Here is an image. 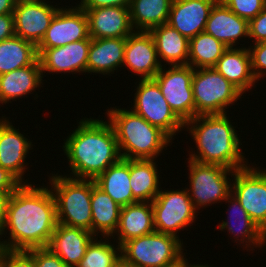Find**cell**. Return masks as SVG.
<instances>
[{"label":"cell","mask_w":266,"mask_h":267,"mask_svg":"<svg viewBox=\"0 0 266 267\" xmlns=\"http://www.w3.org/2000/svg\"><path fill=\"white\" fill-rule=\"evenodd\" d=\"M183 246L178 237L154 231L126 241L121 246V257L134 267H166L185 255Z\"/></svg>","instance_id":"6"},{"label":"cell","mask_w":266,"mask_h":267,"mask_svg":"<svg viewBox=\"0 0 266 267\" xmlns=\"http://www.w3.org/2000/svg\"><path fill=\"white\" fill-rule=\"evenodd\" d=\"M218 0H173L167 24L191 39L205 30L211 8Z\"/></svg>","instance_id":"19"},{"label":"cell","mask_w":266,"mask_h":267,"mask_svg":"<svg viewBox=\"0 0 266 267\" xmlns=\"http://www.w3.org/2000/svg\"><path fill=\"white\" fill-rule=\"evenodd\" d=\"M90 44L89 36L62 47L37 49L42 72L86 73Z\"/></svg>","instance_id":"15"},{"label":"cell","mask_w":266,"mask_h":267,"mask_svg":"<svg viewBox=\"0 0 266 267\" xmlns=\"http://www.w3.org/2000/svg\"><path fill=\"white\" fill-rule=\"evenodd\" d=\"M210 265H201V264H190L189 262H187V267H209ZM211 267V266H210Z\"/></svg>","instance_id":"46"},{"label":"cell","mask_w":266,"mask_h":267,"mask_svg":"<svg viewBox=\"0 0 266 267\" xmlns=\"http://www.w3.org/2000/svg\"><path fill=\"white\" fill-rule=\"evenodd\" d=\"M188 160L190 187L187 190L196 210L225 201L232 188L231 179L227 175L233 176L235 170Z\"/></svg>","instance_id":"8"},{"label":"cell","mask_w":266,"mask_h":267,"mask_svg":"<svg viewBox=\"0 0 266 267\" xmlns=\"http://www.w3.org/2000/svg\"><path fill=\"white\" fill-rule=\"evenodd\" d=\"M21 184L14 175L0 166V193L11 194Z\"/></svg>","instance_id":"41"},{"label":"cell","mask_w":266,"mask_h":267,"mask_svg":"<svg viewBox=\"0 0 266 267\" xmlns=\"http://www.w3.org/2000/svg\"><path fill=\"white\" fill-rule=\"evenodd\" d=\"M127 38L92 39L88 51L87 73L113 74L122 67ZM113 72V73H112Z\"/></svg>","instance_id":"25"},{"label":"cell","mask_w":266,"mask_h":267,"mask_svg":"<svg viewBox=\"0 0 266 267\" xmlns=\"http://www.w3.org/2000/svg\"><path fill=\"white\" fill-rule=\"evenodd\" d=\"M3 267H36L34 258L27 251L2 249Z\"/></svg>","instance_id":"38"},{"label":"cell","mask_w":266,"mask_h":267,"mask_svg":"<svg viewBox=\"0 0 266 267\" xmlns=\"http://www.w3.org/2000/svg\"><path fill=\"white\" fill-rule=\"evenodd\" d=\"M0 267H3V265H2V248H0Z\"/></svg>","instance_id":"48"},{"label":"cell","mask_w":266,"mask_h":267,"mask_svg":"<svg viewBox=\"0 0 266 267\" xmlns=\"http://www.w3.org/2000/svg\"><path fill=\"white\" fill-rule=\"evenodd\" d=\"M123 66L141 76L153 79L162 68L154 39L149 32L134 31L126 39Z\"/></svg>","instance_id":"17"},{"label":"cell","mask_w":266,"mask_h":267,"mask_svg":"<svg viewBox=\"0 0 266 267\" xmlns=\"http://www.w3.org/2000/svg\"><path fill=\"white\" fill-rule=\"evenodd\" d=\"M0 119V166L8 170L22 184H28L27 179H23L25 169L28 164L25 163L26 155L29 153L32 142L14 128L6 117ZM26 164V165H25Z\"/></svg>","instance_id":"16"},{"label":"cell","mask_w":266,"mask_h":267,"mask_svg":"<svg viewBox=\"0 0 266 267\" xmlns=\"http://www.w3.org/2000/svg\"><path fill=\"white\" fill-rule=\"evenodd\" d=\"M173 0H131L130 20L134 31L149 32L166 24Z\"/></svg>","instance_id":"31"},{"label":"cell","mask_w":266,"mask_h":267,"mask_svg":"<svg viewBox=\"0 0 266 267\" xmlns=\"http://www.w3.org/2000/svg\"><path fill=\"white\" fill-rule=\"evenodd\" d=\"M15 35L13 13L0 15V42Z\"/></svg>","instance_id":"42"},{"label":"cell","mask_w":266,"mask_h":267,"mask_svg":"<svg viewBox=\"0 0 266 267\" xmlns=\"http://www.w3.org/2000/svg\"><path fill=\"white\" fill-rule=\"evenodd\" d=\"M155 231L151 202H136L121 208L117 229L118 245Z\"/></svg>","instance_id":"23"},{"label":"cell","mask_w":266,"mask_h":267,"mask_svg":"<svg viewBox=\"0 0 266 267\" xmlns=\"http://www.w3.org/2000/svg\"><path fill=\"white\" fill-rule=\"evenodd\" d=\"M96 237L89 243L86 252L76 267H117L122 261L121 246L111 244L107 238ZM107 240V241H106ZM117 247V248H116Z\"/></svg>","instance_id":"34"},{"label":"cell","mask_w":266,"mask_h":267,"mask_svg":"<svg viewBox=\"0 0 266 267\" xmlns=\"http://www.w3.org/2000/svg\"><path fill=\"white\" fill-rule=\"evenodd\" d=\"M228 47L205 31L189 39L188 65L193 69L214 67Z\"/></svg>","instance_id":"33"},{"label":"cell","mask_w":266,"mask_h":267,"mask_svg":"<svg viewBox=\"0 0 266 267\" xmlns=\"http://www.w3.org/2000/svg\"><path fill=\"white\" fill-rule=\"evenodd\" d=\"M38 60L37 46L13 36L0 42V75L20 69Z\"/></svg>","instance_id":"32"},{"label":"cell","mask_w":266,"mask_h":267,"mask_svg":"<svg viewBox=\"0 0 266 267\" xmlns=\"http://www.w3.org/2000/svg\"><path fill=\"white\" fill-rule=\"evenodd\" d=\"M117 267H134V266H130V265H127L125 264L123 261H121Z\"/></svg>","instance_id":"47"},{"label":"cell","mask_w":266,"mask_h":267,"mask_svg":"<svg viewBox=\"0 0 266 267\" xmlns=\"http://www.w3.org/2000/svg\"><path fill=\"white\" fill-rule=\"evenodd\" d=\"M96 185L121 207L136 203L130 187V159L110 165L95 180Z\"/></svg>","instance_id":"29"},{"label":"cell","mask_w":266,"mask_h":267,"mask_svg":"<svg viewBox=\"0 0 266 267\" xmlns=\"http://www.w3.org/2000/svg\"><path fill=\"white\" fill-rule=\"evenodd\" d=\"M85 12L92 39L127 38L134 32L129 7H101Z\"/></svg>","instance_id":"18"},{"label":"cell","mask_w":266,"mask_h":267,"mask_svg":"<svg viewBox=\"0 0 266 267\" xmlns=\"http://www.w3.org/2000/svg\"><path fill=\"white\" fill-rule=\"evenodd\" d=\"M204 31L233 48L241 37L249 38V21L240 18L218 0L211 8Z\"/></svg>","instance_id":"21"},{"label":"cell","mask_w":266,"mask_h":267,"mask_svg":"<svg viewBox=\"0 0 266 267\" xmlns=\"http://www.w3.org/2000/svg\"><path fill=\"white\" fill-rule=\"evenodd\" d=\"M27 252L34 258L36 267H69L48 247L33 248Z\"/></svg>","instance_id":"37"},{"label":"cell","mask_w":266,"mask_h":267,"mask_svg":"<svg viewBox=\"0 0 266 267\" xmlns=\"http://www.w3.org/2000/svg\"><path fill=\"white\" fill-rule=\"evenodd\" d=\"M121 206L117 204L107 193L99 188L92 180L91 211L92 233L103 237H113L118 226Z\"/></svg>","instance_id":"28"},{"label":"cell","mask_w":266,"mask_h":267,"mask_svg":"<svg viewBox=\"0 0 266 267\" xmlns=\"http://www.w3.org/2000/svg\"><path fill=\"white\" fill-rule=\"evenodd\" d=\"M62 149L73 178L95 180L121 159L115 131L109 121L81 119Z\"/></svg>","instance_id":"2"},{"label":"cell","mask_w":266,"mask_h":267,"mask_svg":"<svg viewBox=\"0 0 266 267\" xmlns=\"http://www.w3.org/2000/svg\"><path fill=\"white\" fill-rule=\"evenodd\" d=\"M10 194L0 193V240H2V233L6 222V207Z\"/></svg>","instance_id":"43"},{"label":"cell","mask_w":266,"mask_h":267,"mask_svg":"<svg viewBox=\"0 0 266 267\" xmlns=\"http://www.w3.org/2000/svg\"><path fill=\"white\" fill-rule=\"evenodd\" d=\"M17 0H0V15L13 13Z\"/></svg>","instance_id":"44"},{"label":"cell","mask_w":266,"mask_h":267,"mask_svg":"<svg viewBox=\"0 0 266 267\" xmlns=\"http://www.w3.org/2000/svg\"><path fill=\"white\" fill-rule=\"evenodd\" d=\"M240 18L250 21L255 18L266 5V0H219Z\"/></svg>","instance_id":"35"},{"label":"cell","mask_w":266,"mask_h":267,"mask_svg":"<svg viewBox=\"0 0 266 267\" xmlns=\"http://www.w3.org/2000/svg\"><path fill=\"white\" fill-rule=\"evenodd\" d=\"M231 193L266 234V170L250 165L235 170Z\"/></svg>","instance_id":"12"},{"label":"cell","mask_w":266,"mask_h":267,"mask_svg":"<svg viewBox=\"0 0 266 267\" xmlns=\"http://www.w3.org/2000/svg\"><path fill=\"white\" fill-rule=\"evenodd\" d=\"M154 213L155 231L170 234L179 238L177 235L180 230L196 220L198 216L196 208L189 196L188 190H160L151 202Z\"/></svg>","instance_id":"10"},{"label":"cell","mask_w":266,"mask_h":267,"mask_svg":"<svg viewBox=\"0 0 266 267\" xmlns=\"http://www.w3.org/2000/svg\"><path fill=\"white\" fill-rule=\"evenodd\" d=\"M89 37L88 17L78 5L60 8L37 49L62 47Z\"/></svg>","instance_id":"14"},{"label":"cell","mask_w":266,"mask_h":267,"mask_svg":"<svg viewBox=\"0 0 266 267\" xmlns=\"http://www.w3.org/2000/svg\"><path fill=\"white\" fill-rule=\"evenodd\" d=\"M228 117L227 114L197 115L186 121L184 127L189 129L187 131L197 148V153H189L190 157L186 159L221 165L231 170L248 167L237 130Z\"/></svg>","instance_id":"3"},{"label":"cell","mask_w":266,"mask_h":267,"mask_svg":"<svg viewBox=\"0 0 266 267\" xmlns=\"http://www.w3.org/2000/svg\"><path fill=\"white\" fill-rule=\"evenodd\" d=\"M250 47L248 49L251 56V70L255 80L258 81L266 75V41L253 43Z\"/></svg>","instance_id":"36"},{"label":"cell","mask_w":266,"mask_h":267,"mask_svg":"<svg viewBox=\"0 0 266 267\" xmlns=\"http://www.w3.org/2000/svg\"><path fill=\"white\" fill-rule=\"evenodd\" d=\"M57 223L56 204L50 188L21 184L9 195L2 236L8 229L10 237L8 241H0V248L27 251L47 247Z\"/></svg>","instance_id":"1"},{"label":"cell","mask_w":266,"mask_h":267,"mask_svg":"<svg viewBox=\"0 0 266 267\" xmlns=\"http://www.w3.org/2000/svg\"><path fill=\"white\" fill-rule=\"evenodd\" d=\"M171 67V68H170ZM165 66L153 78L161 89L170 108L185 123L195 117L192 76L190 65Z\"/></svg>","instance_id":"11"},{"label":"cell","mask_w":266,"mask_h":267,"mask_svg":"<svg viewBox=\"0 0 266 267\" xmlns=\"http://www.w3.org/2000/svg\"><path fill=\"white\" fill-rule=\"evenodd\" d=\"M187 262H188V259L184 258V256L176 263L174 264H171L169 266H166V267H187Z\"/></svg>","instance_id":"45"},{"label":"cell","mask_w":266,"mask_h":267,"mask_svg":"<svg viewBox=\"0 0 266 267\" xmlns=\"http://www.w3.org/2000/svg\"><path fill=\"white\" fill-rule=\"evenodd\" d=\"M213 68L242 94L252 89L256 83L251 70L250 52L246 47L228 48Z\"/></svg>","instance_id":"24"},{"label":"cell","mask_w":266,"mask_h":267,"mask_svg":"<svg viewBox=\"0 0 266 267\" xmlns=\"http://www.w3.org/2000/svg\"><path fill=\"white\" fill-rule=\"evenodd\" d=\"M132 109L134 113L163 131L171 140L176 133L185 128V123L170 108L154 79H140Z\"/></svg>","instance_id":"9"},{"label":"cell","mask_w":266,"mask_h":267,"mask_svg":"<svg viewBox=\"0 0 266 267\" xmlns=\"http://www.w3.org/2000/svg\"><path fill=\"white\" fill-rule=\"evenodd\" d=\"M149 33L154 39L158 58H161L159 62L162 66V60L171 66L188 65V38L167 23L154 27Z\"/></svg>","instance_id":"27"},{"label":"cell","mask_w":266,"mask_h":267,"mask_svg":"<svg viewBox=\"0 0 266 267\" xmlns=\"http://www.w3.org/2000/svg\"><path fill=\"white\" fill-rule=\"evenodd\" d=\"M46 0H17L14 7L15 36L32 42H41L51 21L61 8L54 7Z\"/></svg>","instance_id":"13"},{"label":"cell","mask_w":266,"mask_h":267,"mask_svg":"<svg viewBox=\"0 0 266 267\" xmlns=\"http://www.w3.org/2000/svg\"><path fill=\"white\" fill-rule=\"evenodd\" d=\"M131 0H81L79 7L84 11L101 7H130Z\"/></svg>","instance_id":"40"},{"label":"cell","mask_w":266,"mask_h":267,"mask_svg":"<svg viewBox=\"0 0 266 267\" xmlns=\"http://www.w3.org/2000/svg\"><path fill=\"white\" fill-rule=\"evenodd\" d=\"M192 91L195 116L226 114L225 109L242 96V93L213 67L194 69Z\"/></svg>","instance_id":"7"},{"label":"cell","mask_w":266,"mask_h":267,"mask_svg":"<svg viewBox=\"0 0 266 267\" xmlns=\"http://www.w3.org/2000/svg\"><path fill=\"white\" fill-rule=\"evenodd\" d=\"M226 203L230 202L229 207L230 210L232 209V213L230 212V216L228 217L230 219L223 221L219 224L218 228L223 231L227 229V231L235 237V242H239V245L241 243L246 249L251 248V250H255V248L262 249V246L264 247L266 244V234L260 229V227L251 219V217L248 215V213L245 211V209L241 206L237 198L231 193L226 198ZM236 214V215H235ZM232 220L235 224H232ZM238 220V221H237ZM230 221V222H228ZM236 221L238 224H236ZM233 225V226H232ZM241 235V236H240ZM240 237V239H239ZM241 242V243H240ZM245 242V244H244ZM250 245V246H249ZM252 246V247H251Z\"/></svg>","instance_id":"22"},{"label":"cell","mask_w":266,"mask_h":267,"mask_svg":"<svg viewBox=\"0 0 266 267\" xmlns=\"http://www.w3.org/2000/svg\"><path fill=\"white\" fill-rule=\"evenodd\" d=\"M52 174L49 179L57 222L92 232V180Z\"/></svg>","instance_id":"5"},{"label":"cell","mask_w":266,"mask_h":267,"mask_svg":"<svg viewBox=\"0 0 266 267\" xmlns=\"http://www.w3.org/2000/svg\"><path fill=\"white\" fill-rule=\"evenodd\" d=\"M249 38H254V43L266 41V5L255 18L249 21Z\"/></svg>","instance_id":"39"},{"label":"cell","mask_w":266,"mask_h":267,"mask_svg":"<svg viewBox=\"0 0 266 267\" xmlns=\"http://www.w3.org/2000/svg\"><path fill=\"white\" fill-rule=\"evenodd\" d=\"M106 113L115 131L122 159H156L172 142L163 131L134 113L131 108L113 107Z\"/></svg>","instance_id":"4"},{"label":"cell","mask_w":266,"mask_h":267,"mask_svg":"<svg viewBox=\"0 0 266 267\" xmlns=\"http://www.w3.org/2000/svg\"><path fill=\"white\" fill-rule=\"evenodd\" d=\"M155 159H130V187L137 202H152L160 192Z\"/></svg>","instance_id":"30"},{"label":"cell","mask_w":266,"mask_h":267,"mask_svg":"<svg viewBox=\"0 0 266 267\" xmlns=\"http://www.w3.org/2000/svg\"><path fill=\"white\" fill-rule=\"evenodd\" d=\"M43 72L39 59L26 67L0 75V103L16 101L41 86ZM32 92V93H31ZM14 99V100H13Z\"/></svg>","instance_id":"26"},{"label":"cell","mask_w":266,"mask_h":267,"mask_svg":"<svg viewBox=\"0 0 266 267\" xmlns=\"http://www.w3.org/2000/svg\"><path fill=\"white\" fill-rule=\"evenodd\" d=\"M95 237L88 230L57 223L47 247L67 266L76 267Z\"/></svg>","instance_id":"20"}]
</instances>
